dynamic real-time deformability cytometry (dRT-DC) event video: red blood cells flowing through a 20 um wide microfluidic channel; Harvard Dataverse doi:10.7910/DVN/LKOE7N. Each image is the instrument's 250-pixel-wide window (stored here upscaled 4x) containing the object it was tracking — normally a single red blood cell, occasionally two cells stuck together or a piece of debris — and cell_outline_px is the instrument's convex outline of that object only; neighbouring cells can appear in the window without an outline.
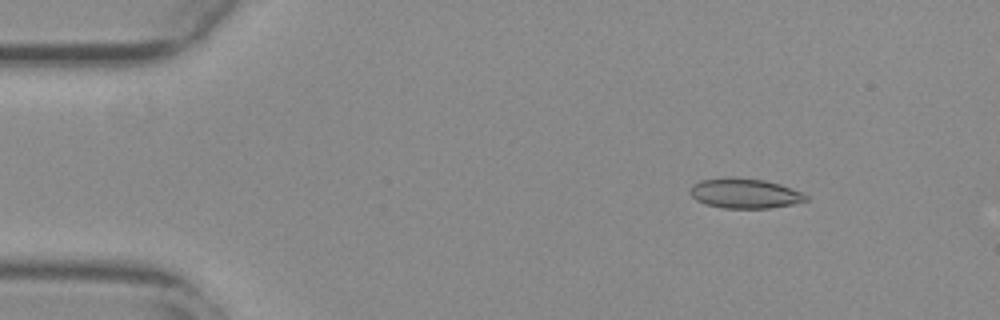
{"species": "common noctule bat (a hibernating species)", "species_latin": "Nyctalus noctula", "temperature_condition": "warm", "stored_images_in_passage": 54, "camera_frame_rate_fps": 3000, "um_per_image_px": 0.085, "animal": {"sex": "female", "body_mass_g": 29.2, "forearm_length_mm": 56.3}, "frame": {"image": 1, "passage_image": 6, "time_ms": 1.667, "image_size_px": [1000, 320], "cell_outline_px": [[808, 200], [792, 204], [768, 208], [720, 208], [704, 204], [696, 200], [688, 192], [692, 184], [700, 180], [728, 176], [764, 180], [780, 184], [800, 192], [808, 196]], "centroid_in_image_um": [63.23, 16.43], "position_along_channel_um": 21.8, "area_um2": 20.35}}
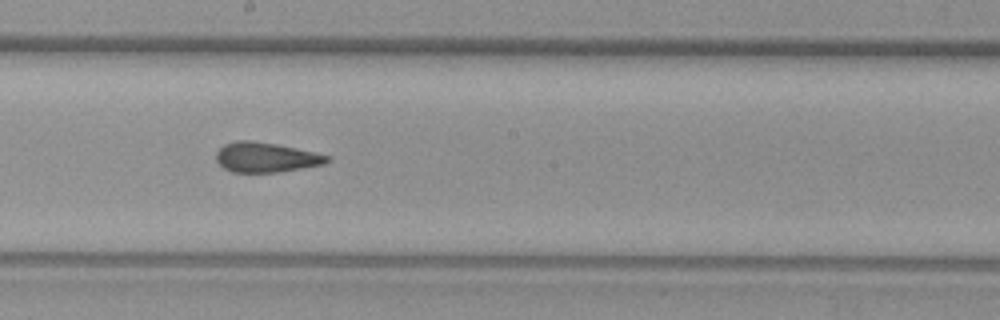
{"frame": {"image": 2, "passage_image": 29, "time_ms": 9.333, "image_size_px": [1000, 320], "cell_outline_px": [[332, 160], [324, 164], [280, 172], [232, 172], [224, 168], [216, 160], [216, 152], [224, 144], [236, 140], [252, 140], [276, 144], [316, 152], [332, 156]], "centroid_in_image_um": [22.63, 13.37], "position_along_channel_um": 225.6, "area_um2": 19.48}}
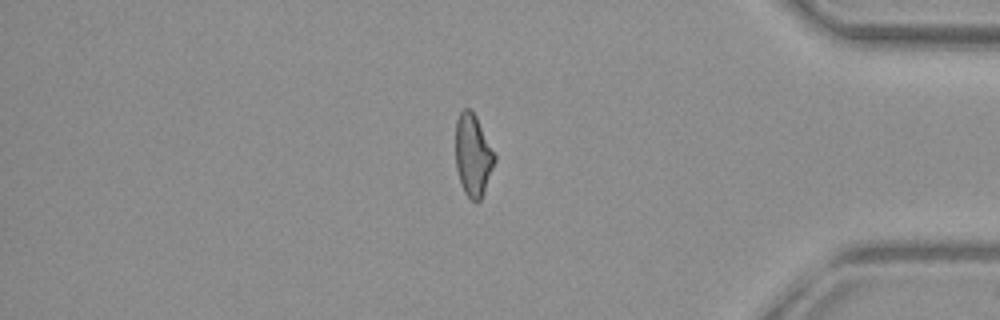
{"frame": {"image": 3, "passage_image": 45, "time_ms": 14.667, "image_size_px": [1000, 320], "cell_outline_px": [[496, 160], [484, 192], [480, 200], [476, 204], [464, 192], [456, 168], [456, 120], [460, 112], [464, 108], [468, 108], [476, 116], [496, 156]], "centroid_in_image_um": [40.21, 13.21], "position_along_channel_um": 395.0, "area_um2": 18.55}, "authors_computed_cell_mechanics": {"area_um2": 19.8254, "velocity_mm_per_s": 3.7645, "shape_relaxation_time_tau1_ms": null, "shape_relaxation_time_tau2_ms": 2.21, "deformation_change_tau1": null, "deformation_change_tau2": 0.1054}}